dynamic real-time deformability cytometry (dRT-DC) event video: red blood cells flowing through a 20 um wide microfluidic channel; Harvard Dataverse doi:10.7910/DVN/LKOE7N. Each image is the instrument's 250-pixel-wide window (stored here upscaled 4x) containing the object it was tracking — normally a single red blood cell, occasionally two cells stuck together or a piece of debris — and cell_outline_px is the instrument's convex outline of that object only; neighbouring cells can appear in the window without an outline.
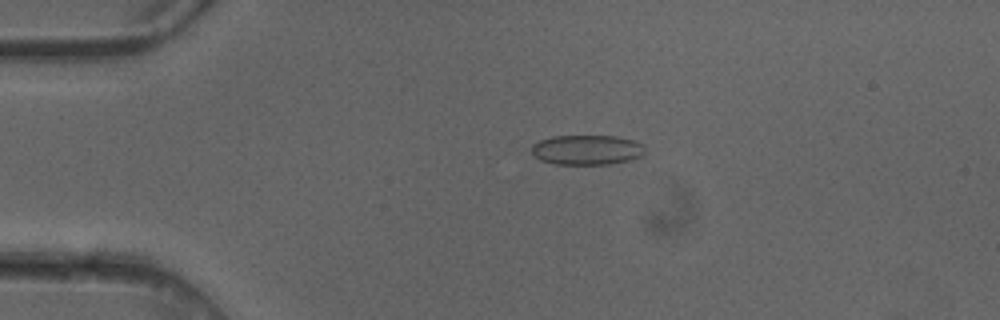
{"species": "common noctule bat (a hibernating species)", "species_latin": "Nyctalus noctula", "temperature_condition": "cold", "stored_images_in_passage": 4, "camera_frame_rate_fps": 3000, "um_per_image_px": 0.085, "animal": {"sex": "female"}, "frame": {"image": 1, "passage_image": 3, "time_ms": 0.667, "image_size_px": [1000, 320], "cell_outline_px": [[644, 156], [632, 160], [608, 164], [556, 164], [540, 160], [532, 156], [532, 144], [540, 140], [552, 136], [616, 136], [632, 140], [644, 144]], "centroid_in_image_um": [49.89, 12.74], "position_along_channel_um": 35.1, "area_um2": 19.94}}